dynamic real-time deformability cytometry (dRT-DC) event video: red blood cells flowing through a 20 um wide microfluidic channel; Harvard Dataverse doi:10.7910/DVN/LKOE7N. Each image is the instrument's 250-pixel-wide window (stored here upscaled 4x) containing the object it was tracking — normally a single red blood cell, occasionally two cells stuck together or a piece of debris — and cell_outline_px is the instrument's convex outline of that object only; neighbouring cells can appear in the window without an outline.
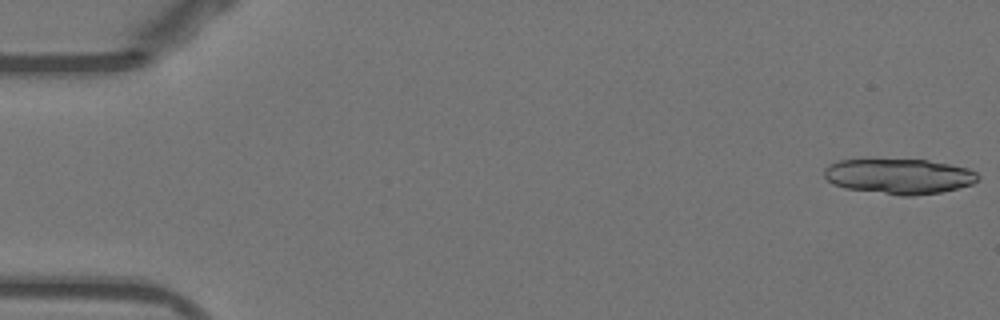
{"species": "Egyptian fruit bat (a non-hibernating species)", "species_latin": "Rousettus aegyptiacus", "temperature_condition": "warm", "stored_images_in_passage": 18, "camera_frame_rate_fps": 3000, "um_per_image_px": 0.085, "animal": {"sex": "female"}, "frame": {"image": 1, "passage_image": 1, "time_ms": 0.0, "image_size_px": [1000, 320], "cell_outline_px": [[980, 176], [972, 184], [940, 192], [912, 196], [900, 196], [844, 188], [832, 184], [824, 176], [824, 168], [828, 164], [840, 160], [864, 156], [928, 160], [968, 168], [976, 172]], "centroid_in_image_um": [76.32, 14.93], "position_along_channel_um": 8.7, "area_um2": 32.77}}